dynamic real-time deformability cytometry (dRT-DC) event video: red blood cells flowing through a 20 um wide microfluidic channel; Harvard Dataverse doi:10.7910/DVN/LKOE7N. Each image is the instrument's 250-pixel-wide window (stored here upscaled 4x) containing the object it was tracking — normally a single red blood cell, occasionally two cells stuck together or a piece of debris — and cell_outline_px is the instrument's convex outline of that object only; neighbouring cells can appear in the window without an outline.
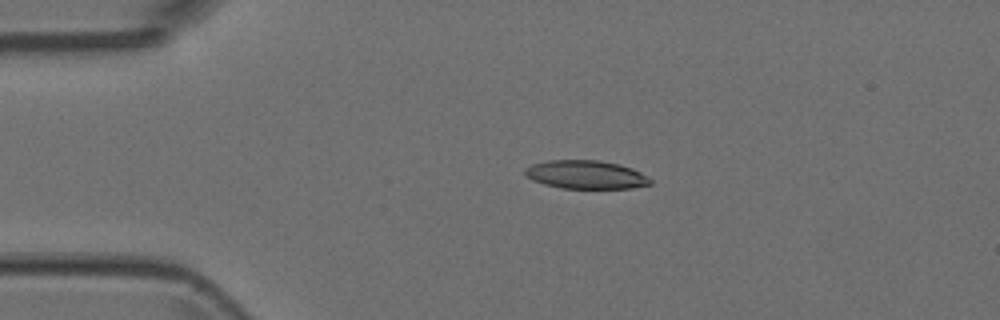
{"species": "Egyptian fruit bat (a non-hibernating species)", "species_latin": "Rousettus aegyptiacus", "temperature_condition": "room temperature", "stored_images_in_passage": 4, "camera_frame_rate_fps": 3000, "um_per_image_px": 0.085, "animal": {"sex": "female"}, "frame": {"image": 1, "passage_image": 2, "time_ms": 0.333, "image_size_px": [1000, 320], "cell_outline_px": [[652, 184], [632, 188], [560, 188], [544, 184], [532, 180], [524, 172], [524, 168], [532, 164], [548, 160], [600, 160], [620, 164], [632, 168], [640, 172], [652, 180]], "centroid_in_image_um": [49.8, 14.84], "position_along_channel_um": 35.2, "area_um2": 20.81}}
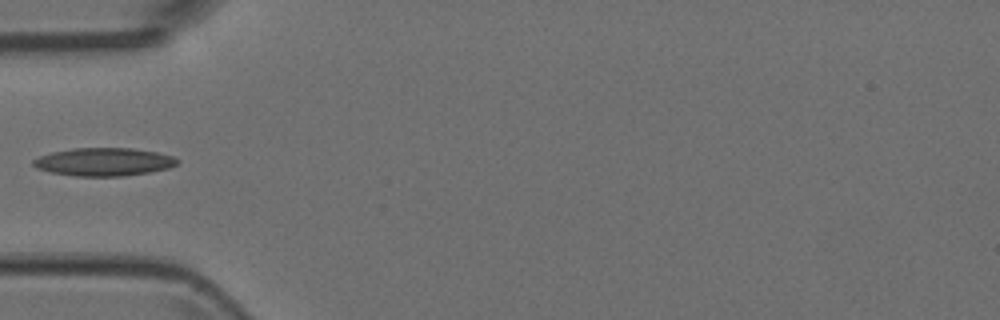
{"frame": {"image": 2, "passage_image": 4, "time_ms": 1.0, "image_size_px": [1000, 320], "cell_outline_px": [[180, 160], [176, 164], [168, 168], [148, 172], [124, 176], [76, 176], [52, 172], [36, 168], [32, 164], [32, 160], [40, 156], [52, 152], [76, 148], [132, 148], [156, 152], [172, 156]], "centroid_in_image_um": [8.82, 13.76], "position_along_channel_um": 76.2, "area_um2": 23.35}}